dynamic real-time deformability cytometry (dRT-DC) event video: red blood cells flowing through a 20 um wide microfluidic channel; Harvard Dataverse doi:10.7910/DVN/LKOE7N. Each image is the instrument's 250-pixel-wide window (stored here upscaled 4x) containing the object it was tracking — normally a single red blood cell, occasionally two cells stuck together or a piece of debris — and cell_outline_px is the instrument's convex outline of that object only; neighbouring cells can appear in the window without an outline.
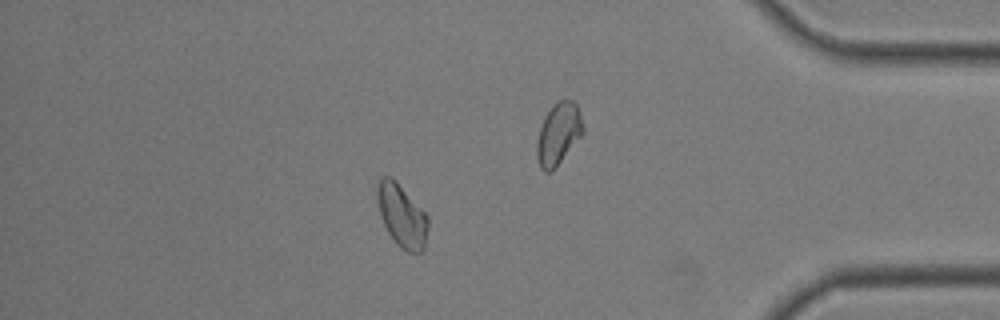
{"species": "common noctule bat (a hibernating species)", "species_latin": "Nyctalus noctula", "temperature_condition": "room temperature", "stored_images_in_passage": 43, "camera_frame_rate_fps": 3000, "um_per_image_px": 0.085, "animal": {"sex": "male", "body_mass_g": 19.0, "forearm_length_mm": 50.8}, "frame": {"image": 1, "passage_image": 37, "time_ms": 12.0, "image_size_px": [1000, 320], "cell_outline_px": [[428, 228], [424, 248], [420, 252], [408, 252], [400, 248], [396, 244], [388, 232], [380, 216], [376, 196], [376, 184], [380, 176], [392, 176], [396, 180], [428, 216]], "centroid_in_image_um": [34.13, 18.3], "position_along_channel_um": 401.1, "area_um2": 18.79}}